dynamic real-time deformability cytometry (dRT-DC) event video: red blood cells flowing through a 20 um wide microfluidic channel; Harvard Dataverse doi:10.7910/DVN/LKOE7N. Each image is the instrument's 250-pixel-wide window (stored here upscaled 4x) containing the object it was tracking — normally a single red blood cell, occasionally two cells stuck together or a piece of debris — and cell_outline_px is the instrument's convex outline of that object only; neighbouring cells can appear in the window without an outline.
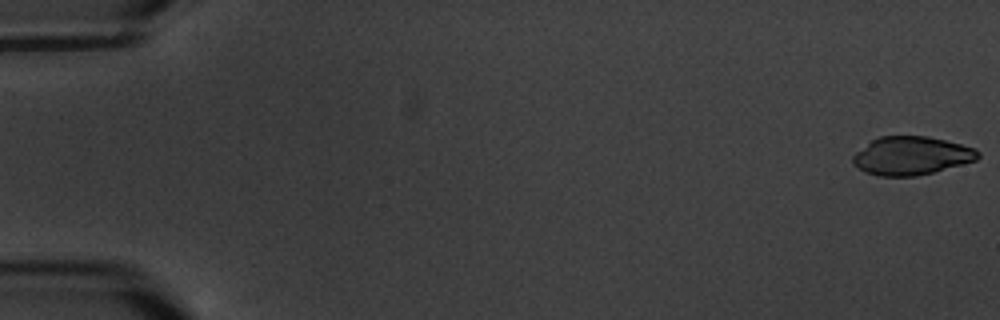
{"species": "common noctule bat (a hibernating species)", "species_latin": "Nyctalus noctula", "temperature_condition": "warm", "stored_images_in_passage": 6, "camera_frame_rate_fps": 3000, "um_per_image_px": 0.085, "animal": {"sex": "male", "body_mass_g": 20.1, "forearm_length_mm": 53.5}, "frame": {"image": 1, "passage_image": 1, "time_ms": 0.0, "image_size_px": [1000, 320], "cell_outline_px": [[980, 156], [976, 160], [932, 172], [916, 176], [880, 176], [864, 172], [852, 164], [852, 156], [856, 152], [872, 140], [880, 136], [928, 136], [976, 148], [980, 152]], "centroid_in_image_um": [77.45, 13.24], "position_along_channel_um": 7.6, "area_um2": 27.86}}
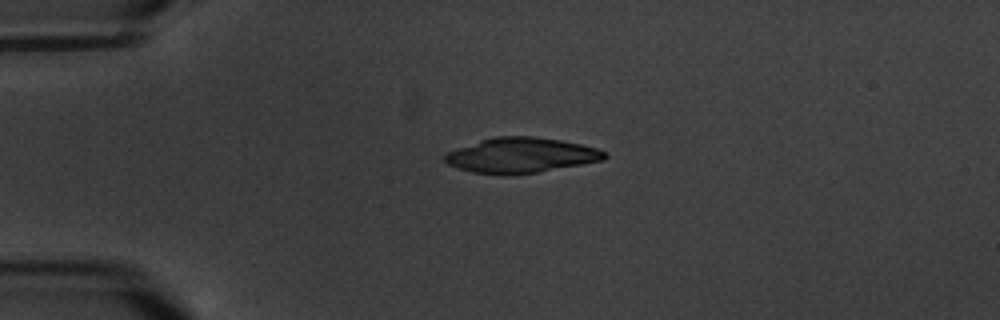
{"frame": {"image": 2, "passage_image": 5, "time_ms": 4.667, "image_size_px": [1000, 320], "cell_outline_px": [[608, 156], [604, 160], [536, 172], [508, 176], [504, 176], [472, 172], [448, 164], [444, 160], [444, 152], [480, 140], [496, 136], [532, 136], [560, 140], [580, 144], [596, 148], [604, 152]], "centroid_in_image_um": [44.24, 13.2], "position_along_channel_um": 40.8, "area_um2": 32.71}}